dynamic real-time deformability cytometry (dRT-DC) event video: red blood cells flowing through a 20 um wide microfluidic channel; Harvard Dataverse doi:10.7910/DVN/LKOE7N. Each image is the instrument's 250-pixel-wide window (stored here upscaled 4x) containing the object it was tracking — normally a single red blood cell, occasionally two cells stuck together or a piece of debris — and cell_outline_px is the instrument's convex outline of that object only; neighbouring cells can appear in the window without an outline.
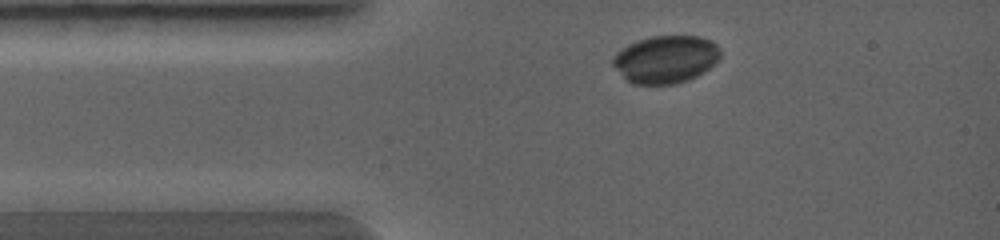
{"species": "common noctule bat (a hibernating species)", "species_latin": "Nyctalus noctula", "temperature_condition": "warm", "stored_images_in_passage": 2, "camera_frame_rate_fps": 5000, "um_per_image_px": 0.085, "animal": {"sex": "female", "body_mass_g": 19.0, "forearm_length_mm": 56.7}, "frame": {"image": 1, "passage_image": 1, "time_ms": 0.0, "image_size_px": [1000, 240], "cell_outline_px": [[720, 60], [704, 72], [688, 80], [676, 84], [632, 84], [612, 64], [612, 56], [616, 52], [628, 44], [652, 36], [700, 36], [712, 40], [720, 48]], "centroid_in_image_um": [56.62, 5.03], "position_along_channel_um": 28.4, "area_um2": 29.94}}